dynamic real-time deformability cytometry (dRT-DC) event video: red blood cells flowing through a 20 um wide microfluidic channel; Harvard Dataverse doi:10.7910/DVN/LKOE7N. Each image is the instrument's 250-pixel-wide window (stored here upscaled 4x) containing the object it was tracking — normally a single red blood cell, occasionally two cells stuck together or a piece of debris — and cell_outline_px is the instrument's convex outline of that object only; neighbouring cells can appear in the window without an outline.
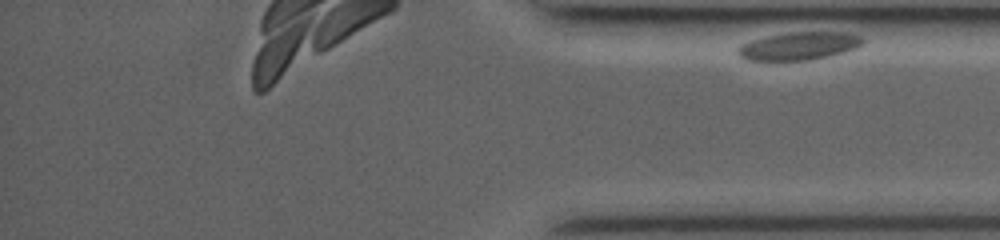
{"species": "common noctule bat (a hibernating species)", "species_latin": "Nyctalus noctula", "temperature_condition": "room temperature", "stored_images_in_passage": 28, "camera_frame_rate_fps": 3500, "um_per_image_px": 0.085, "animal": {"sex": "female", "body_mass_g": 19.0, "forearm_length_mm": 53.3}, "frame": {"image": 1, "passage_image": 28, "time_ms": 9.714, "image_size_px": [1000, 240], "cell_outline_px": [[864, 44], [856, 48], [844, 52], [812, 60], [748, 60], [740, 56], [736, 52], [736, 48], [740, 44], [752, 40], [768, 36], [792, 32], [848, 32], [860, 36], [864, 40]], "centroid_in_image_um": [67.93, 3.91], "position_along_channel_um": 367.3, "area_um2": 20.35}}